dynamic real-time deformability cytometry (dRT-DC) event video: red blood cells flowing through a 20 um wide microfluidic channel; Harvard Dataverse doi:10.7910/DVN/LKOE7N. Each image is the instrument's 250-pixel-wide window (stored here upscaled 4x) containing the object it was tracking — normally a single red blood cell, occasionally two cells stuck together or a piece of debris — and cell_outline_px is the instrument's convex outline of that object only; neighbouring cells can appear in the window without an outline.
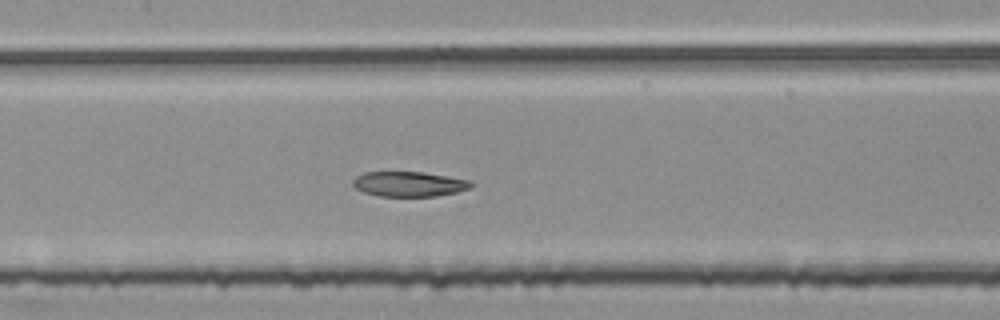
{"species": "common noctule bat (a hibernating species)", "species_latin": "Nyctalus noctula", "temperature_condition": "room temperature", "stored_images_in_passage": 52, "segment_of_instrument_passage": [2, 2], "camera_frame_rate_fps": 3000, "um_per_image_px": 0.085, "animal": {"sex": "female", "body_mass_g": 25.1}, "frame": {"image": 1, "passage_image": 26, "time_ms": 8.333, "image_size_px": [1000, 320], "cell_outline_px": [[472, 188], [456, 192], [436, 196], [380, 196], [364, 192], [356, 188], [352, 184], [352, 180], [356, 176], [364, 172], [424, 172], [468, 180], [472, 184]], "centroid_in_image_um": [34.74, 15.64], "position_along_channel_um": 172.7, "area_um2": 17.11}}
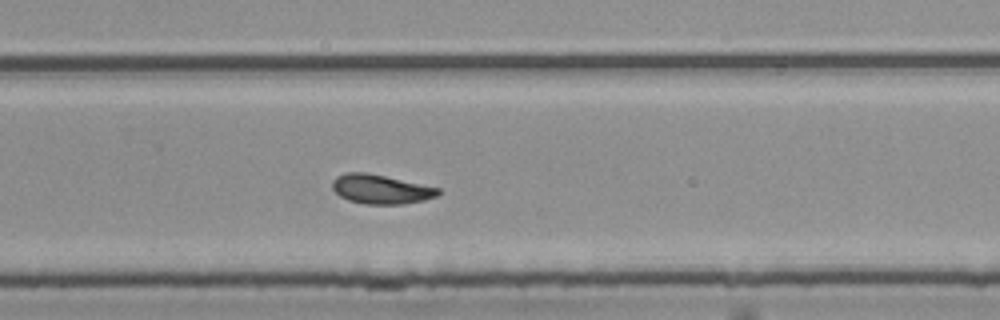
{"frame": {"image": 2, "passage_image": 36, "time_ms": 11.667, "image_size_px": [1000, 320], "cell_outline_px": [[440, 192], [436, 196], [424, 200], [404, 204], [364, 204], [348, 200], [340, 196], [332, 188], [332, 180], [336, 176], [344, 172], [364, 172], [384, 176], [440, 188]], "centroid_in_image_um": [32.33, 16.08], "position_along_channel_um": 297.5, "area_um2": 17.98}}
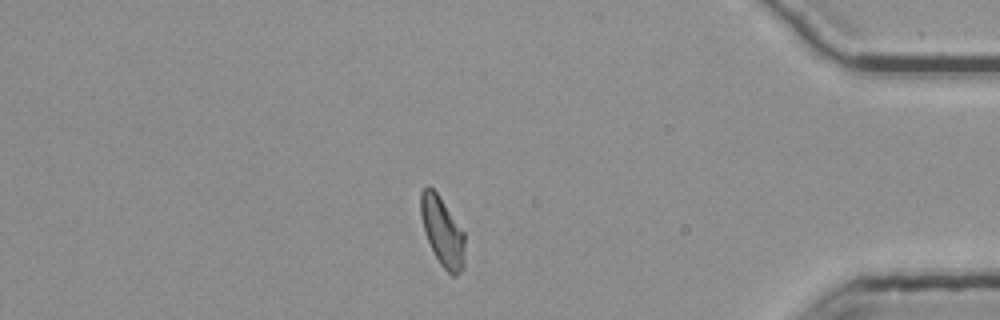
{"frame": {"image": 3, "passage_image": 47, "time_ms": 15.333, "image_size_px": [1000, 320], "cell_outline_px": [[464, 268], [456, 276], [452, 276], [440, 264], [424, 232], [420, 212], [420, 192], [428, 184], [436, 192], [464, 232]], "centroid_in_image_um": [37.6, 19.69], "position_along_channel_um": 397.6, "area_um2": 17.57}}